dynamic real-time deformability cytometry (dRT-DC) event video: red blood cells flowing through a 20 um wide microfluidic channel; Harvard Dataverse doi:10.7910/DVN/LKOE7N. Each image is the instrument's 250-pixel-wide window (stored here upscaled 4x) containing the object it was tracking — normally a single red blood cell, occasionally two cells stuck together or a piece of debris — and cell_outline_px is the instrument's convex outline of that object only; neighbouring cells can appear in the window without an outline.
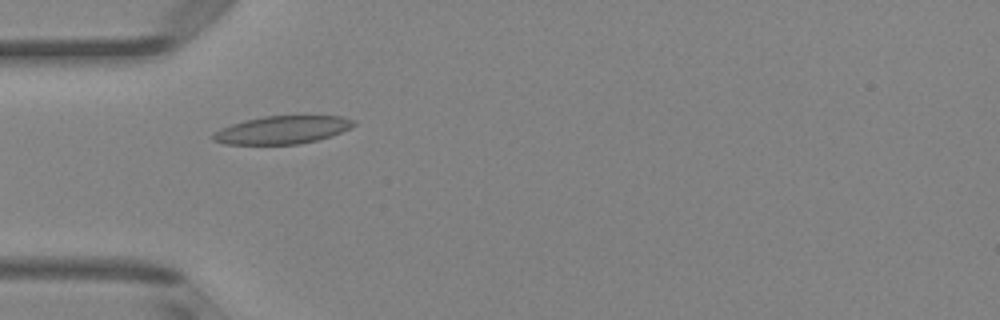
{"species": "Egyptian fruit bat (a non-hibernating species)", "species_latin": "Rousettus aegyptiacus", "temperature_condition": "room temperature", "stored_images_in_passage": 34, "camera_frame_rate_fps": 3000, "um_per_image_px": 0.085, "animal": {"sex": "female"}, "frame": {"image": 1, "passage_image": 1, "time_ms": 0.0, "image_size_px": [1000, 320], "cell_outline_px": [[356, 124], [340, 132], [316, 140], [300, 144], [224, 144], [212, 140], [212, 136], [220, 128], [244, 120], [264, 116], [340, 116], [356, 120]], "centroid_in_image_um": [23.97, 11.04], "position_along_channel_um": 61.0, "area_um2": 22.66}}
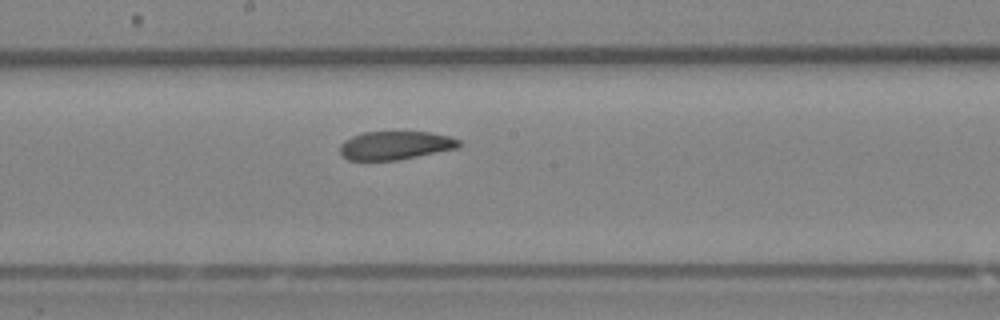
{"frame": {"image": 2, "passage_image": 12, "time_ms": 3.667, "image_size_px": [1000, 320], "cell_outline_px": [[460, 144], [456, 148], [396, 160], [348, 160], [340, 152], [340, 144], [344, 140], [352, 136], [364, 132], [428, 132], [448, 136], [460, 140]], "centroid_in_image_um": [33.56, 12.35], "position_along_channel_um": 214.6, "area_um2": 19.42}}
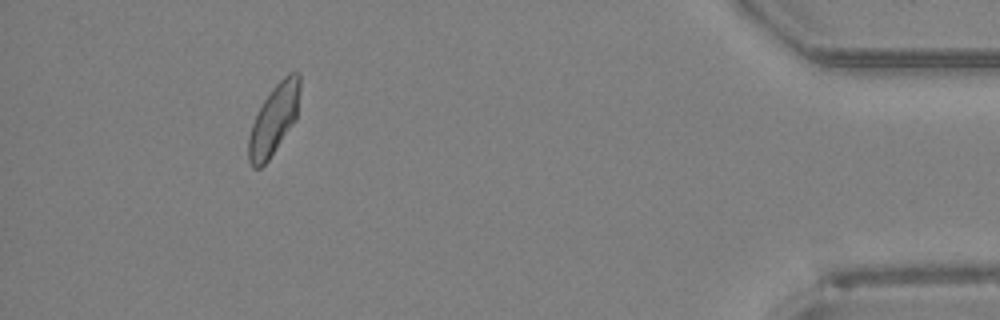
{"frame": {"image": 3, "passage_image": 30, "time_ms": 9.667, "image_size_px": [1000, 320], "cell_outline_px": [[300, 92], [296, 120], [268, 160], [260, 168], [252, 168], [248, 160], [248, 136], [252, 124], [264, 100], [272, 88], [288, 72], [300, 72]], "centroid_in_image_um": [23.29, 10.15], "position_along_channel_um": 411.9, "area_um2": 20.92}, "authors_computed_cell_mechanics": {"area_um2": 21.0103, "velocity_mm_per_s": 4.2658, "shape_relaxation_time_tau1_ms": 9.282, "shape_relaxation_time_tau2_ms": 4.0192, "deformation_change_tau1": 0.1832, "deformation_change_tau2": 0.1097}}